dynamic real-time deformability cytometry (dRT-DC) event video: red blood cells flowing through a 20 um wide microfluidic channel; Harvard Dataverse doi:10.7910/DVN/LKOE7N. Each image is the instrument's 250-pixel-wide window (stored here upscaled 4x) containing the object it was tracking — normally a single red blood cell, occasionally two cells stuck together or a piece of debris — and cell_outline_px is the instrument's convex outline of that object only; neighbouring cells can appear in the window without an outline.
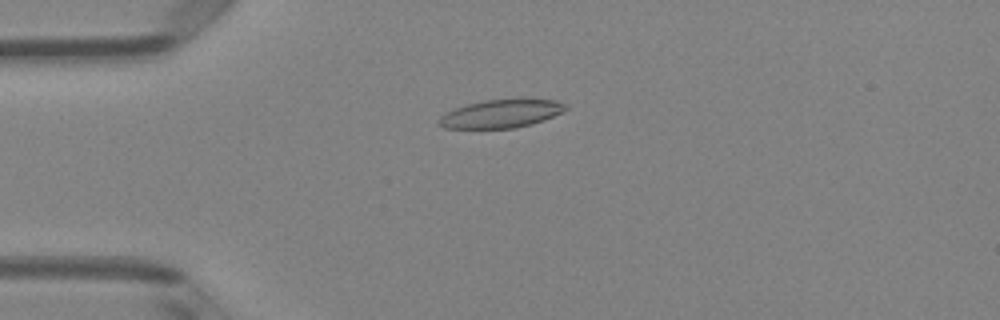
{"species": "Egyptian fruit bat (a non-hibernating species)", "species_latin": "Rousettus aegyptiacus", "temperature_condition": "room temperature", "stored_images_in_passage": 50, "camera_frame_rate_fps": 3000, "um_per_image_px": 0.085, "animal": {"sex": "female"}, "frame": {"image": 1, "passage_image": 13, "time_ms": 4.0, "image_size_px": [1000, 320], "cell_outline_px": [[568, 108], [564, 112], [544, 120], [532, 124], [516, 128], [444, 128], [436, 120], [444, 112], [468, 104], [484, 100], [556, 100], [568, 104]], "centroid_in_image_um": [42.61, 9.68], "position_along_channel_um": 42.4, "area_um2": 20.75}}
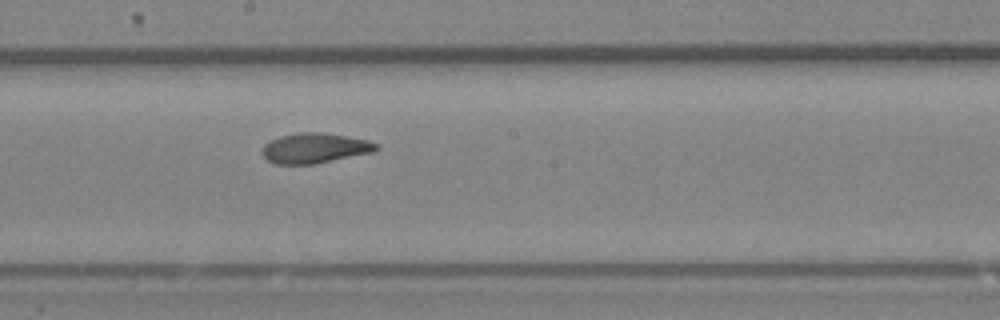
{"frame": {"image": 2, "passage_image": 28, "time_ms": 9.0, "image_size_px": [1000, 320], "cell_outline_px": [[380, 148], [372, 152], [312, 164], [272, 164], [260, 152], [260, 148], [268, 140], [280, 136], [296, 132], [320, 132], [368, 140], [376, 144]], "centroid_in_image_um": [26.66, 12.58], "position_along_channel_um": 221.5, "area_um2": 20.0}}
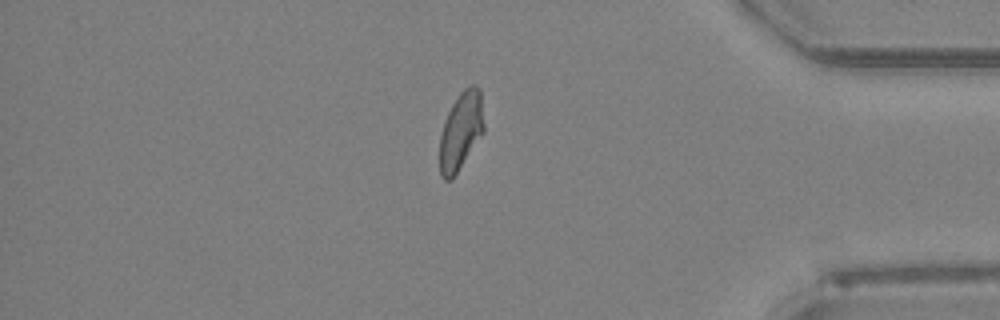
{"frame": {"image": 3, "passage_image": 43, "time_ms": 14.0, "image_size_px": [1000, 320], "cell_outline_px": [[484, 132], [452, 180], [444, 180], [440, 176], [440, 136], [444, 120], [452, 104], [460, 92], [464, 88], [472, 84], [476, 84], [480, 88], [484, 124]], "centroid_in_image_um": [39.18, 11.13], "position_along_channel_um": 396.0, "area_um2": 20.23}, "authors_computed_cell_mechanics": {"area_um2": 20.4901, "velocity_mm_per_s": 4.0739, "shape_relaxation_time_tau1_ms": 7.1643, "shape_relaxation_time_tau2_ms": 2.4315, "deformation_change_tau1": 0.1942, "deformation_change_tau2": 0.0986}}